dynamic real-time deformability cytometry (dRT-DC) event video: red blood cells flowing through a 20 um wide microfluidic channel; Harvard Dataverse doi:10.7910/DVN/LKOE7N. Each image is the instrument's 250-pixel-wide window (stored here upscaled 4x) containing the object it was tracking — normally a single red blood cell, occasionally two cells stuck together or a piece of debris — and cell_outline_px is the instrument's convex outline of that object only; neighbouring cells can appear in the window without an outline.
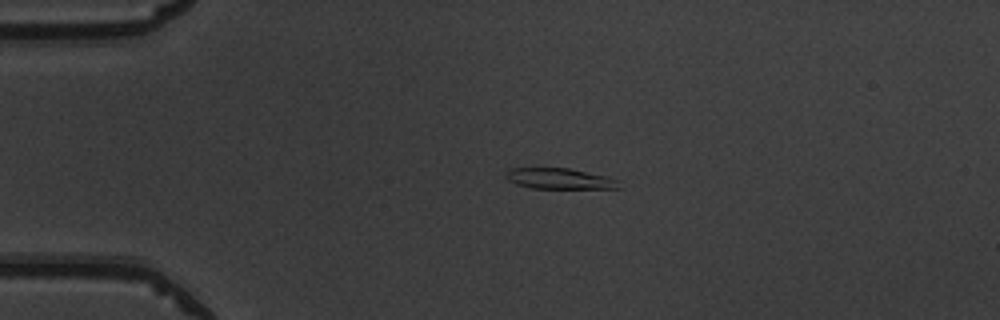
{"species": "common noctule bat (a hibernating species)", "species_latin": "Nyctalus noctula", "temperature_condition": "warm", "stored_images_in_passage": 46, "camera_frame_rate_fps": 3000, "um_per_image_px": 0.085, "animal": {"sex": "male", "body_mass_g": 19.5, "forearm_length_mm": 54.6}, "frame": {"image": 1, "passage_image": 6, "time_ms": 1.667, "image_size_px": [1000, 320], "cell_outline_px": [[624, 188], [532, 188], [516, 184], [508, 180], [504, 176], [504, 172], [508, 168], [568, 168], [608, 176], [620, 180]], "centroid_in_image_um": [47.59, 15.18], "position_along_channel_um": 37.4, "area_um2": 13.93}}
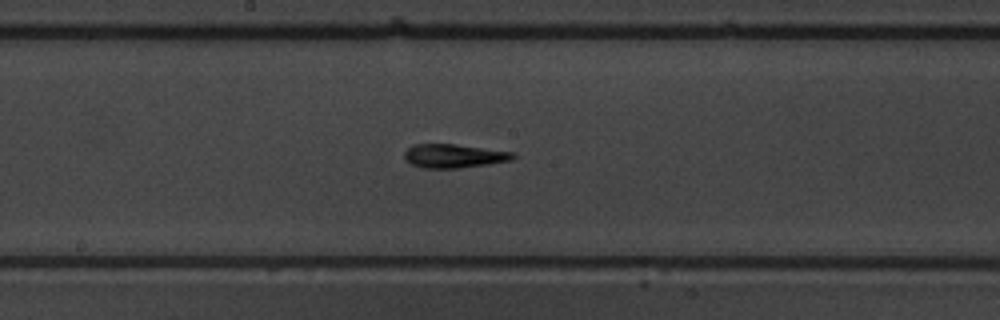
{"frame": {"image": 2, "passage_image": 22, "time_ms": 7.0, "image_size_px": [1000, 320], "cell_outline_px": [[516, 156], [512, 160], [488, 164], [456, 168], [420, 168], [404, 160], [404, 152], [412, 144], [456, 144], [512, 152]], "centroid_in_image_um": [38.53, 13.25], "position_along_channel_um": 209.7, "area_um2": 15.03}}
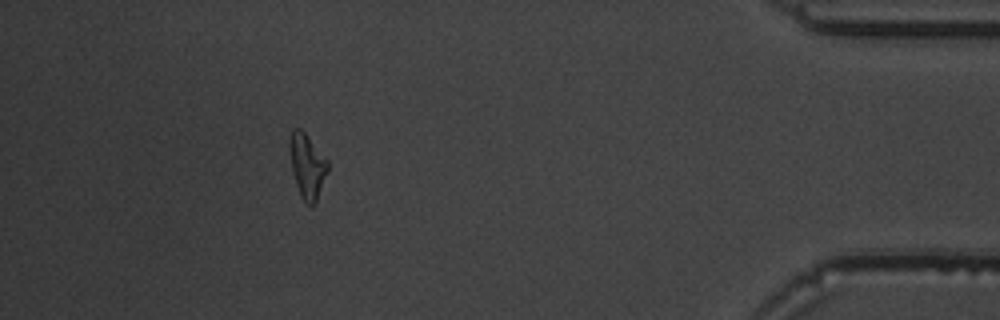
{"frame": {"image": 3, "passage_image": 41, "time_ms": 13.333, "image_size_px": [1000, 320], "cell_outline_px": [[328, 172], [316, 204], [312, 208], [300, 196], [292, 172], [288, 144], [288, 140], [292, 128], [300, 128], [304, 132], [328, 160]], "centroid_in_image_um": [26.11, 14.12], "position_along_channel_um": 409.1, "area_um2": 14.62}, "authors_computed_cell_mechanics": {"area_um2": 14.5945, "velocity_mm_per_s": 3.9533, "shape_relaxation_time_tau1_ms": 8.3947, "shape_relaxation_time_tau2_ms": 2.6259, "deformation_change_tau1": 0.2665, "deformation_change_tau2": 0.1231}}